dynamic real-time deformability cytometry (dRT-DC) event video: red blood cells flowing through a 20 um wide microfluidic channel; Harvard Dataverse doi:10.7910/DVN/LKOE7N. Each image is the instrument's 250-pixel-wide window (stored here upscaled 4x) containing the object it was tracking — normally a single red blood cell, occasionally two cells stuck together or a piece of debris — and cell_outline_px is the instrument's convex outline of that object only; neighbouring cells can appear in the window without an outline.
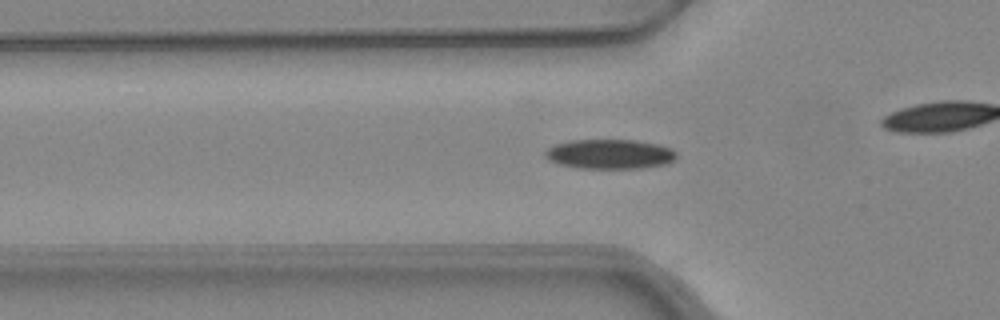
{"species": "common noctule bat (a hibernating species)", "species_latin": "Nyctalus noctula", "temperature_condition": "warm", "stored_images_in_passage": 42, "camera_frame_rate_fps": 3000, "um_per_image_px": 0.085, "animal": {"sex": "female", "body_mass_g": 24.6, "forearm_length_mm": 56.2}, "frame": {"image": 1, "passage_image": 17, "time_ms": 5.333, "image_size_px": [1000, 320], "cell_outline_px": [[676, 156], [668, 164], [644, 168], [576, 168], [560, 164], [548, 160], [544, 156], [544, 152], [548, 148], [556, 144], [572, 140], [636, 140], [656, 144], [672, 148], [676, 152]], "centroid_in_image_um": [51.83, 13.1], "position_along_channel_um": 74.0, "area_um2": 22.72}}
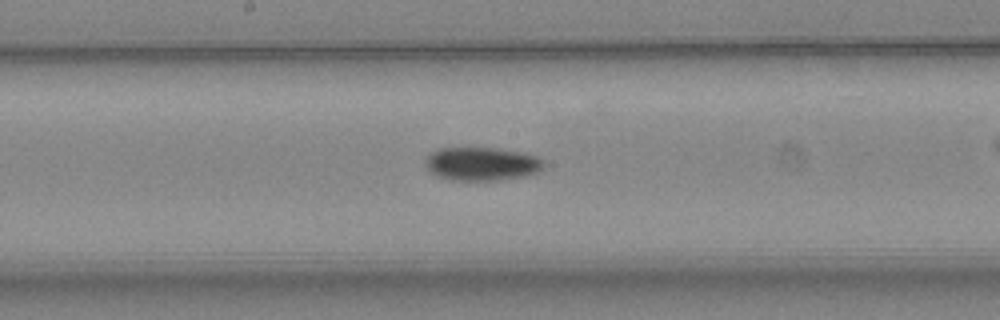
{"frame": {"image": 2, "passage_image": 27, "time_ms": 8.667, "image_size_px": [1000, 320], "cell_outline_px": [[544, 168], [536, 172], [524, 176], [500, 180], [448, 180], [436, 176], [424, 164], [424, 160], [432, 152], [440, 148], [496, 148], [524, 152], [536, 156], [544, 160]], "centroid_in_image_um": [40.96, 13.93], "position_along_channel_um": 207.2, "area_um2": 23.18}}
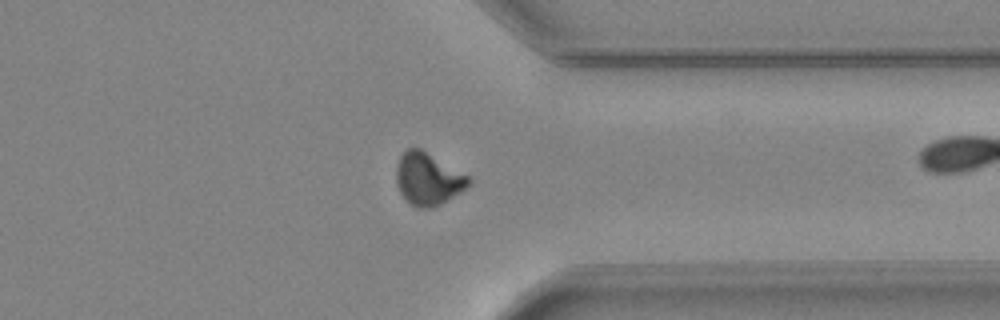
{"frame": {"image": 3, "passage_image": 40, "time_ms": 13.0, "image_size_px": [1000, 320], "cell_outline_px": [[472, 180], [460, 192], [440, 204], [432, 208], [416, 208], [404, 200], [396, 184], [396, 164], [400, 156], [408, 148], [420, 148], [468, 176]], "centroid_in_image_um": [36.32, 15.22], "position_along_channel_um": 375.1, "area_um2": 21.91}}